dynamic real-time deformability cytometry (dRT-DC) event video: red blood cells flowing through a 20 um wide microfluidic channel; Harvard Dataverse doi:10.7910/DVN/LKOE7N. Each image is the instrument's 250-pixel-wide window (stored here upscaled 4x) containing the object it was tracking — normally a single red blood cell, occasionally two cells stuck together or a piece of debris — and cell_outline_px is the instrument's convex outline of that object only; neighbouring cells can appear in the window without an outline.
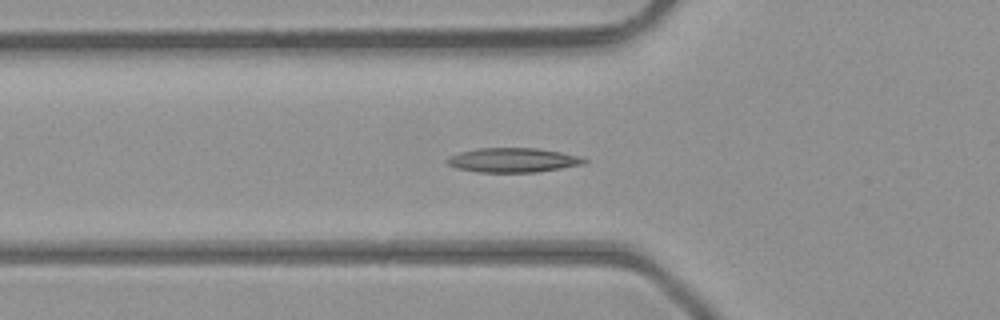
{"species": "common noctule bat (a hibernating species)", "species_latin": "Nyctalus noctula", "temperature_condition": "room temperature", "stored_images_in_passage": 39, "camera_frame_rate_fps": 3000, "um_per_image_px": 0.085, "animal": {"sex": "male", "body_mass_g": 23.1, "forearm_length_mm": 52.7}, "frame": {"image": 1, "passage_image": 9, "time_ms": 2.667, "image_size_px": [1000, 320], "cell_outline_px": [[588, 160], [584, 164], [536, 172], [476, 172], [456, 168], [448, 164], [444, 160], [448, 156], [460, 152], [480, 148], [536, 148], [560, 152], [580, 156]], "centroid_in_image_um": [43.57, 13.61], "position_along_channel_um": 82.2, "area_um2": 19.48}}
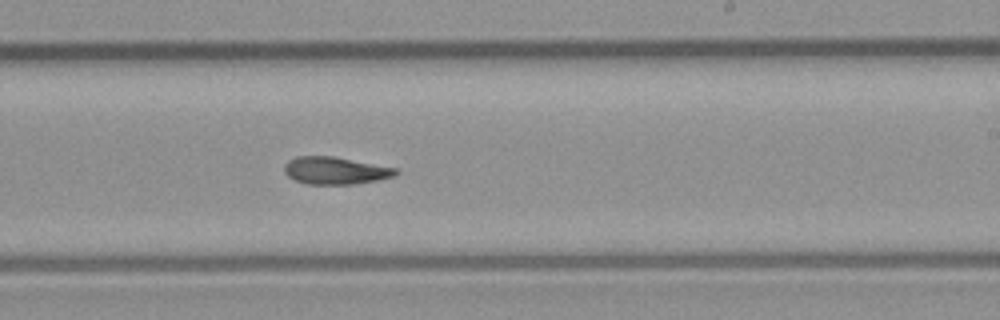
{"frame": {"image": 2, "passage_image": 21, "time_ms": 6.667, "image_size_px": [1000, 320], "cell_outline_px": [[400, 172], [392, 176], [376, 180], [356, 184], [308, 184], [296, 180], [288, 176], [284, 172], [284, 164], [288, 160], [296, 156], [332, 156], [396, 168]], "centroid_in_image_um": [28.46, 14.49], "position_along_channel_um": 260.5, "area_um2": 17.63}}
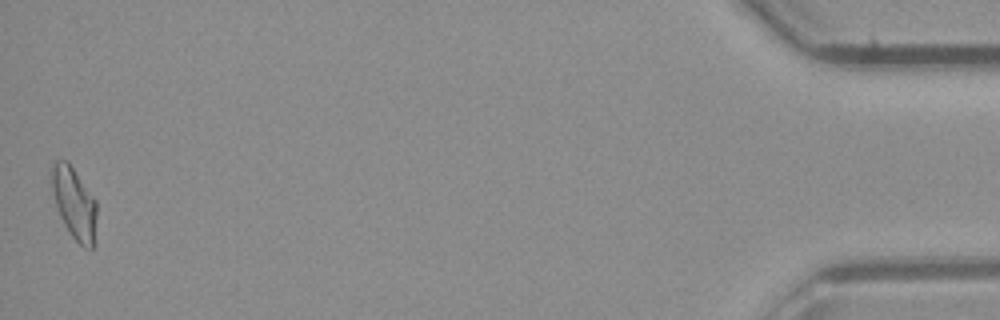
{"frame": {"image": 3, "passage_image": 39, "time_ms": 12.667, "image_size_px": [1000, 320], "cell_outline_px": [[96, 244], [92, 248], [84, 248], [72, 236], [64, 224], [60, 216], [52, 192], [52, 164], [56, 160], [68, 160], [96, 200]], "centroid_in_image_um": [6.34, 17.29], "position_along_channel_um": 428.9, "area_um2": 18.9}}